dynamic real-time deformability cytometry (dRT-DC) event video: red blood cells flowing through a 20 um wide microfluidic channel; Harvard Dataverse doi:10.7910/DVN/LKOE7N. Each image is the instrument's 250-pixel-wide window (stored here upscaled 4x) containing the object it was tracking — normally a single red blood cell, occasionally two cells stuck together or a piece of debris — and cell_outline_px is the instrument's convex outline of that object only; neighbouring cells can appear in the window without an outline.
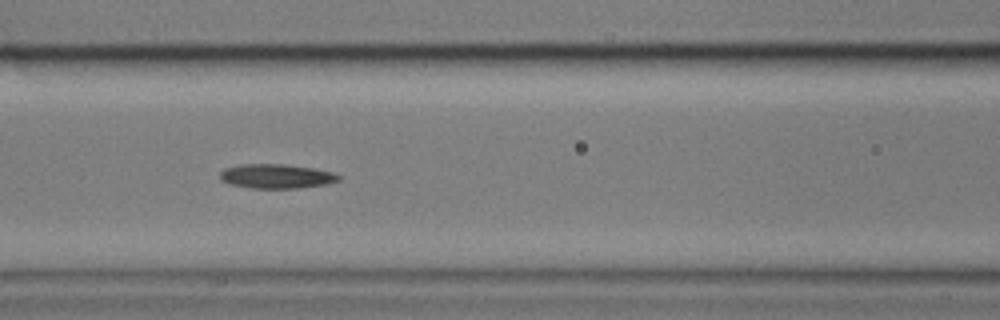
{"species": "common noctule bat (a hibernating species)", "species_latin": "Nyctalus noctula", "temperature_condition": "cold", "stored_images_in_passage": 10, "camera_frame_rate_fps": 3000, "um_per_image_px": 0.085, "animal": {"sex": "male", "body_mass_g": 17.9}, "frame": {"image": 1, "passage_image": 6, "time_ms": 5.667, "image_size_px": [1000, 320], "cell_outline_px": [[340, 180], [328, 184], [296, 188], [252, 188], [232, 184], [220, 180], [220, 172], [224, 168], [240, 164], [284, 164], [316, 168], [332, 172], [340, 176]], "centroid_in_image_um": [23.5, 14.97], "position_along_channel_um": 143.1, "area_um2": 16.88}}
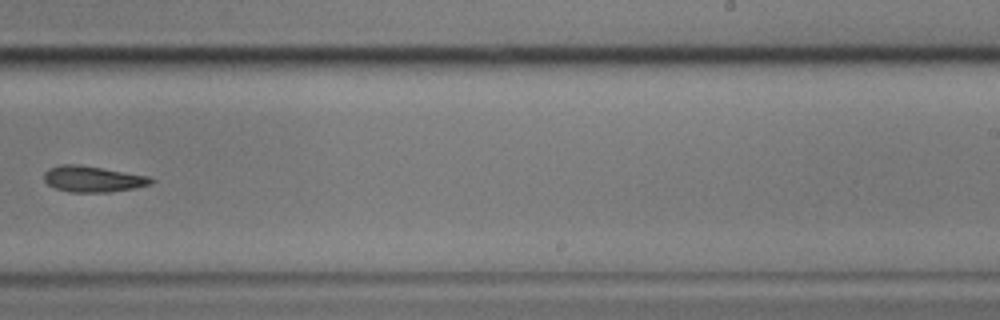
{"frame": {"image": 2, "passage_image": 9, "time_ms": 9.667, "image_size_px": [1000, 320], "cell_outline_px": [[156, 180], [152, 184], [136, 188], [108, 192], [68, 192], [56, 188], [48, 184], [44, 180], [44, 172], [48, 168], [60, 164], [76, 164], [148, 176]], "centroid_in_image_um": [7.88, 15.22], "position_along_channel_um": 281.1, "area_um2": 16.18}}
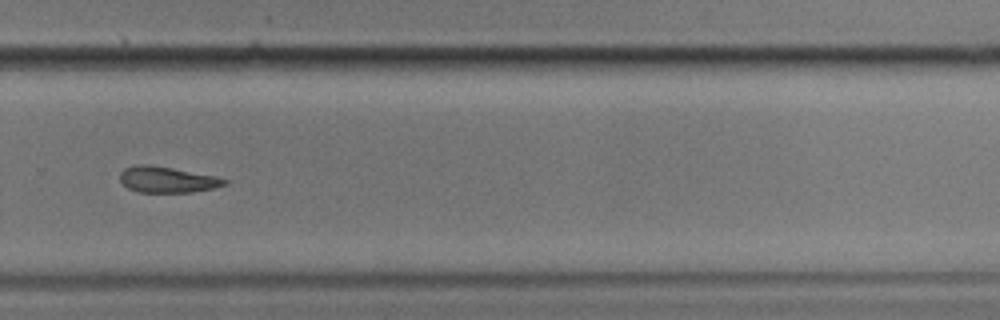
{"frame": {"image": 3, "passage_image": 10, "time_ms": 10.667, "image_size_px": [1000, 320], "cell_outline_px": [[228, 184], [212, 188], [192, 192], [140, 192], [128, 188], [120, 180], [120, 172], [124, 168], [136, 164], [148, 164], [172, 168], [216, 176], [228, 180]], "centroid_in_image_um": [14.2, 15.26], "position_along_channel_um": 315.6, "area_um2": 15.78}}